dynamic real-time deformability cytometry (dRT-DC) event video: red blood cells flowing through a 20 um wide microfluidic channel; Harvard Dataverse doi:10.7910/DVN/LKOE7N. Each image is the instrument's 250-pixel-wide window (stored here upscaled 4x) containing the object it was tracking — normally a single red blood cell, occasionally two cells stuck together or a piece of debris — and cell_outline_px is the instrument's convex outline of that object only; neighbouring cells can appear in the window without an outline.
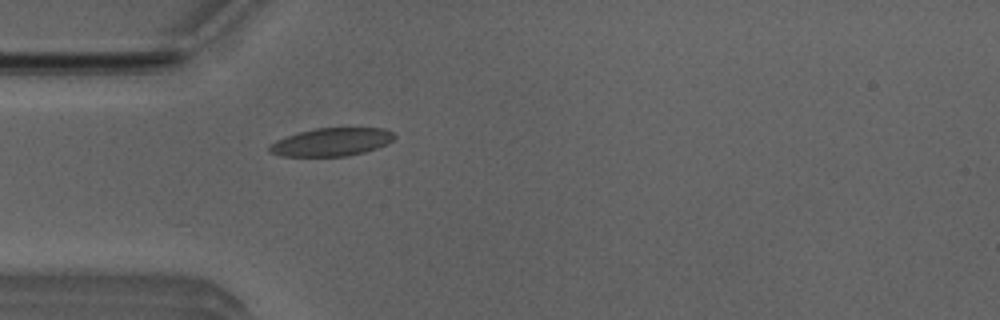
{"species": "Egyptian fruit bat (a non-hibernating species)", "species_latin": "Rousettus aegyptiacus", "temperature_condition": "room temperature", "stored_images_in_passage": 29, "camera_frame_rate_fps": 3000, "um_per_image_px": 0.085, "animal": {"sex": "male"}, "frame": {"image": 1, "passage_image": 9, "time_ms": 2.667, "image_size_px": [1000, 320], "cell_outline_px": [[396, 136], [388, 144], [364, 152], [348, 156], [280, 156], [268, 152], [268, 144], [276, 140], [300, 132], [316, 128], [384, 128], [392, 132]], "centroid_in_image_um": [28.16, 12.08], "position_along_channel_um": 56.8, "area_um2": 20.46}}
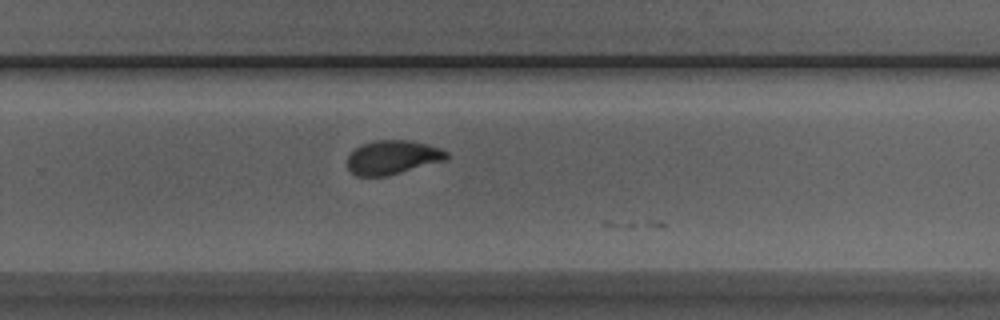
{"frame": {"image": 2, "passage_image": 28, "time_ms": 9.0, "image_size_px": [1000, 320], "cell_outline_px": [[448, 156], [444, 160], [388, 176], [356, 176], [348, 168], [348, 152], [360, 144], [376, 140], [408, 140], [428, 144], [440, 148], [448, 152]], "centroid_in_image_um": [33.33, 13.36], "position_along_channel_um": 296.5, "area_um2": 19.71}}